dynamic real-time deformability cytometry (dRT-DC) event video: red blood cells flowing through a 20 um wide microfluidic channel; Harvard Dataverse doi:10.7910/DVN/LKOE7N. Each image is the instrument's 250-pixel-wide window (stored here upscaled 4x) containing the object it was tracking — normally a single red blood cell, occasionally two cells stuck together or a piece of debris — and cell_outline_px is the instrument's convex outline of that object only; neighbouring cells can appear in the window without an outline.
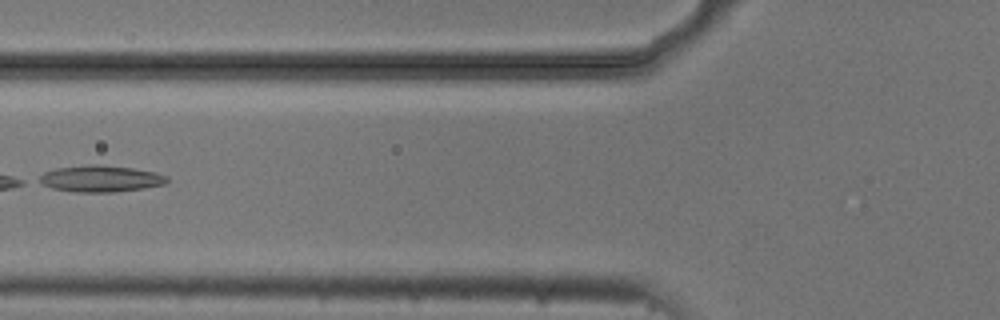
{"species": "common noctule bat (a hibernating species)", "species_latin": "Nyctalus noctula", "temperature_condition": "cold", "stored_images_in_passage": 4, "camera_frame_rate_fps": 3000, "um_per_image_px": 0.085, "animal": {"sex": "male", "body_mass_g": 20.5, "forearm_length_mm": 52.5}, "frame": {"image": 1, "passage_image": 3, "time_ms": 0.667, "image_size_px": [1000, 320], "cell_outline_px": [[168, 180], [164, 184], [144, 188], [112, 192], [76, 192], [52, 188], [40, 184], [32, 180], [44, 172], [56, 168], [88, 164], [96, 164], [132, 168], [156, 172], [168, 176]], "centroid_in_image_um": [8.47, 15.18], "position_along_channel_um": 117.3, "area_um2": 20.0}}
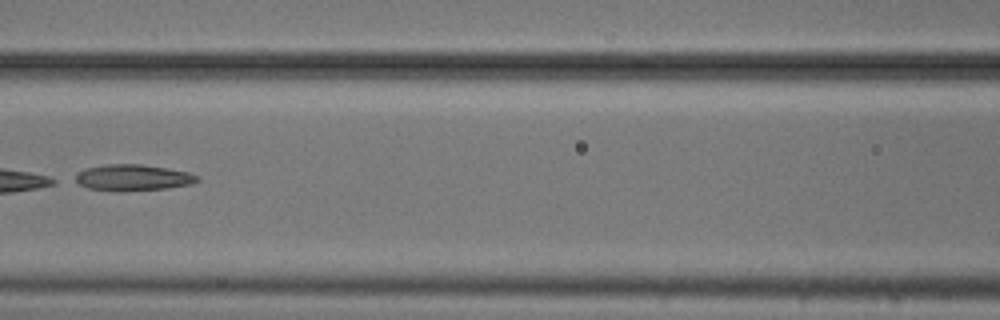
{"frame": {"image": 2, "passage_image": 4, "time_ms": 1.0, "image_size_px": [1000, 320], "cell_outline_px": [[200, 180], [192, 184], [168, 188], [120, 192], [116, 192], [88, 188], [76, 184], [68, 180], [76, 172], [88, 168], [108, 164], [140, 164], [168, 168], [188, 172], [200, 176]], "centroid_in_image_um": [11.22, 15.11], "position_along_channel_um": 155.4, "area_um2": 19.25}}